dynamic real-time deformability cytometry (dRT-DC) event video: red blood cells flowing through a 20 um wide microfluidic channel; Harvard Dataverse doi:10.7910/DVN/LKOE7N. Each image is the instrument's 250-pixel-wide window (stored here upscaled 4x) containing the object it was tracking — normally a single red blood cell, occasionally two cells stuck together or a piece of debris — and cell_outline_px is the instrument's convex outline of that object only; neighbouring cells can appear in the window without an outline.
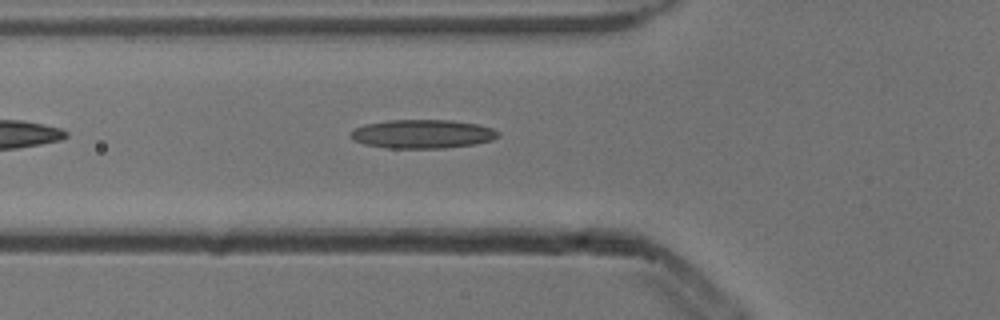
{"species": "common noctule bat (a hibernating species)", "species_latin": "Nyctalus noctula", "temperature_condition": "cold", "stored_images_in_passage": 6, "camera_frame_rate_fps": 3000, "um_per_image_px": 0.085, "animal": {"sex": "male", "body_mass_g": 13.3}, "frame": {"image": 1, "passage_image": 6, "time_ms": 1.667, "image_size_px": [1000, 320], "cell_outline_px": [[500, 136], [492, 140], [476, 144], [444, 148], [384, 148], [364, 144], [352, 140], [348, 136], [356, 128], [364, 124], [388, 120], [452, 120], [476, 124], [492, 128], [500, 132]], "centroid_in_image_um": [35.9, 11.39], "position_along_channel_um": 89.9, "area_um2": 24.91}}